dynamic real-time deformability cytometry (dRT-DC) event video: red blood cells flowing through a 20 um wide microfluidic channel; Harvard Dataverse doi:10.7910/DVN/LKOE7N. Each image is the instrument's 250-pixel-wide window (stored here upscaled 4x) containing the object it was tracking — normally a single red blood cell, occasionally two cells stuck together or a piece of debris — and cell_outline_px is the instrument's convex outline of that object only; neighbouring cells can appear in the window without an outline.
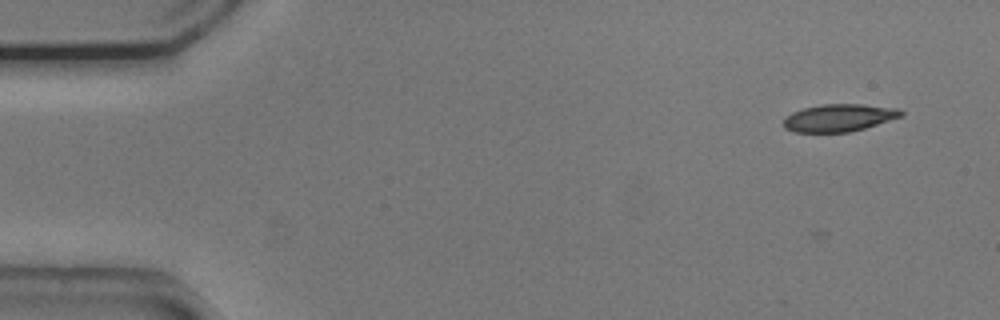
{"species": "common noctule bat (a hibernating species)", "species_latin": "Nyctalus noctula", "temperature_condition": "cold", "stored_images_in_passage": 51, "camera_frame_rate_fps": 3000, "um_per_image_px": 0.085, "animal": {"sex": "male", "body_mass_g": 20.5, "forearm_length_mm": 52.5}, "frame": {"image": 1, "passage_image": 1, "time_ms": 0.0, "image_size_px": [1000, 320], "cell_outline_px": [[904, 112], [900, 116], [864, 128], [848, 132], [796, 132], [784, 128], [784, 120], [792, 112], [804, 108], [820, 104], [860, 104], [900, 108]], "centroid_in_image_um": [71.3, 10.0], "position_along_channel_um": 13.7, "area_um2": 18.55}}
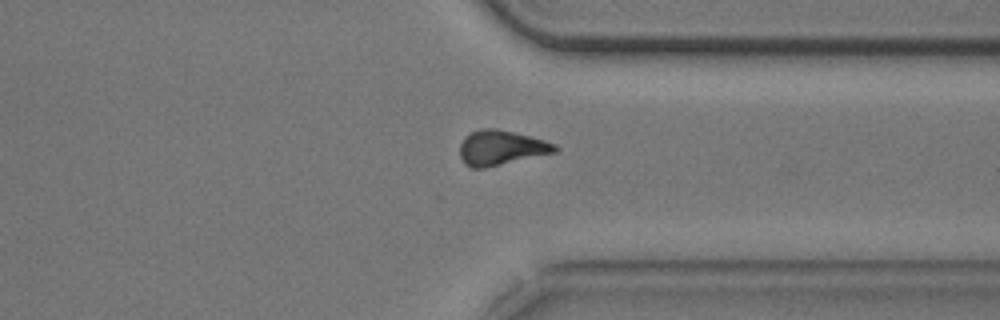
{"frame": {"image": 2, "passage_image": 38, "time_ms": 12.333, "image_size_px": [1000, 320], "cell_outline_px": [[560, 148], [556, 152], [484, 168], [472, 168], [464, 164], [460, 156], [460, 144], [464, 136], [480, 128], [496, 128], [544, 140], [556, 144]], "centroid_in_image_um": [42.57, 12.56], "position_along_channel_um": 368.8, "area_um2": 19.25}}
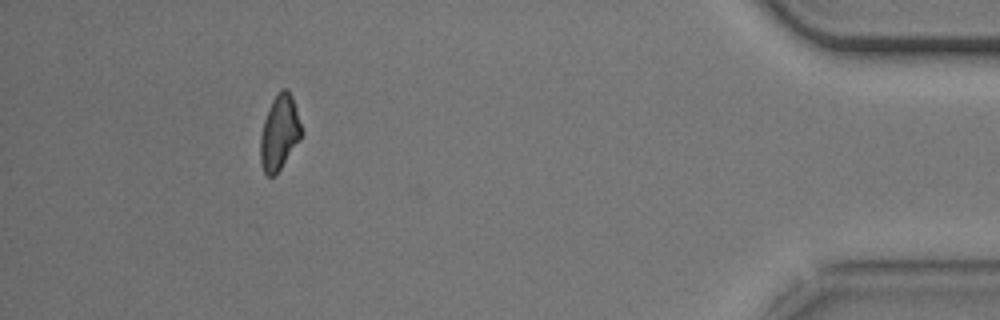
{"frame": {"image": 3, "passage_image": 46, "time_ms": 15.0, "image_size_px": [1000, 320], "cell_outline_px": [[304, 132], [300, 140], [276, 176], [268, 176], [264, 172], [260, 164], [260, 136], [264, 120], [272, 100], [280, 88], [288, 88], [292, 96]], "centroid_in_image_um": [23.76, 11.28], "position_along_channel_um": 411.4, "area_um2": 18.26}, "authors_computed_cell_mechanics": {"area_um2": 19.5364, "velocity_mm_per_s": 3.7642, "shape_relaxation_time_tau1_ms": 3.5718, "shape_relaxation_time_tau2_ms": 4.229, "deformation_change_tau1": 0.1317, "deformation_change_tau2": 0.1145}}